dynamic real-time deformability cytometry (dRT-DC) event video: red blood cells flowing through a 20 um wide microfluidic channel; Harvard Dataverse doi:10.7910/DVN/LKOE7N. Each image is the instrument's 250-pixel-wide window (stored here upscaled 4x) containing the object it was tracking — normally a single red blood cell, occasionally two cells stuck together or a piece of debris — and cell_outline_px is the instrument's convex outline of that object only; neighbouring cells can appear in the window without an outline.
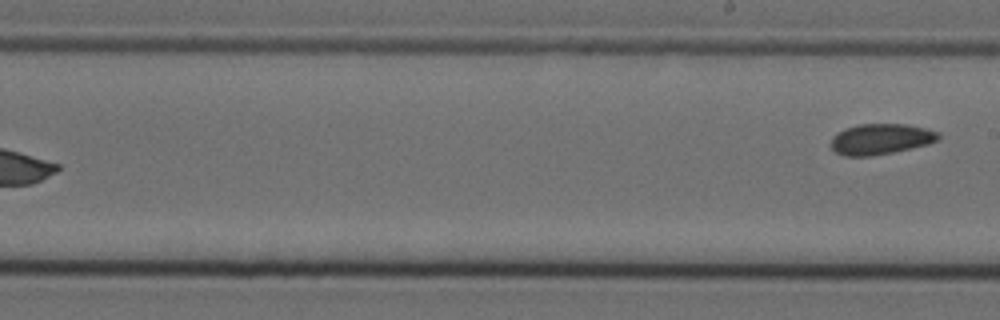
{"species": "Egyptian fruit bat (a non-hibernating species)", "species_latin": "Rousettus aegyptiacus", "temperature_condition": "cold", "stored_images_in_passage": 9, "segment_of_instrument_passage": [2, 2], "camera_frame_rate_fps": 3000, "um_per_image_px": 0.085, "animal": {"sex": "female"}, "frame": {"image": 1, "passage_image": 9, "time_ms": 2.667, "image_size_px": [1000, 320], "cell_outline_px": [[940, 136], [936, 140], [928, 144], [912, 148], [872, 156], [844, 156], [836, 152], [828, 144], [832, 136], [836, 132], [844, 128], [860, 124], [904, 124], [924, 128], [940, 132]], "centroid_in_image_um": [74.8, 11.82], "position_along_channel_um": 214.2, "area_um2": 19.36}}